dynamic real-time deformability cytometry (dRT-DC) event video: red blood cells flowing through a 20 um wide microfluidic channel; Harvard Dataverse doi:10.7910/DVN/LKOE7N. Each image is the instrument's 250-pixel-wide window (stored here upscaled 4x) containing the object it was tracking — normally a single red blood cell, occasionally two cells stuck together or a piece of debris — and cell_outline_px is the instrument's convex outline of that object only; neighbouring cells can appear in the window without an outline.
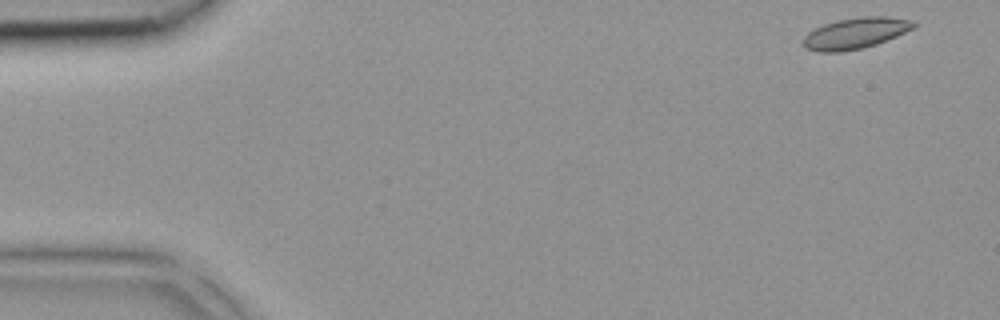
{"species": "common noctule bat (a hibernating species)", "species_latin": "Nyctalus noctula", "temperature_condition": "room temperature", "stored_images_in_passage": 40, "camera_frame_rate_fps": 3000, "um_per_image_px": 0.085, "animal": {"sex": "female", "body_mass_g": 18.4}, "frame": {"image": 1, "passage_image": 1, "time_ms": 0.0, "image_size_px": [1000, 320], "cell_outline_px": [[916, 28], [876, 44], [860, 48], [840, 52], [820, 52], [808, 48], [804, 44], [804, 36], [808, 32], [824, 24], [840, 20], [864, 16], [884, 16], [912, 20], [916, 24]], "centroid_in_image_um": [72.75, 2.82], "position_along_channel_um": 12.2, "area_um2": 19.65}}
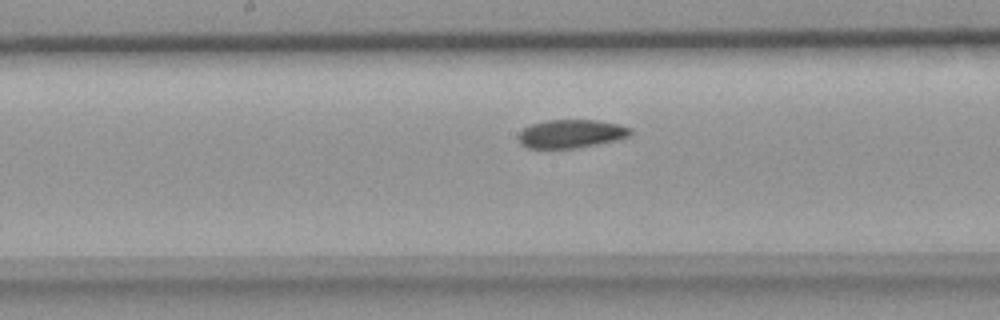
{"frame": {"image": 2, "passage_image": 20, "time_ms": 6.333, "image_size_px": [1000, 320], "cell_outline_px": [[632, 132], [628, 136], [596, 144], [576, 148], [528, 148], [520, 144], [520, 132], [524, 128], [532, 124], [548, 120], [596, 120], [616, 124], [632, 128]], "centroid_in_image_um": [48.52, 11.37], "position_along_channel_um": 199.7, "area_um2": 18.15}}
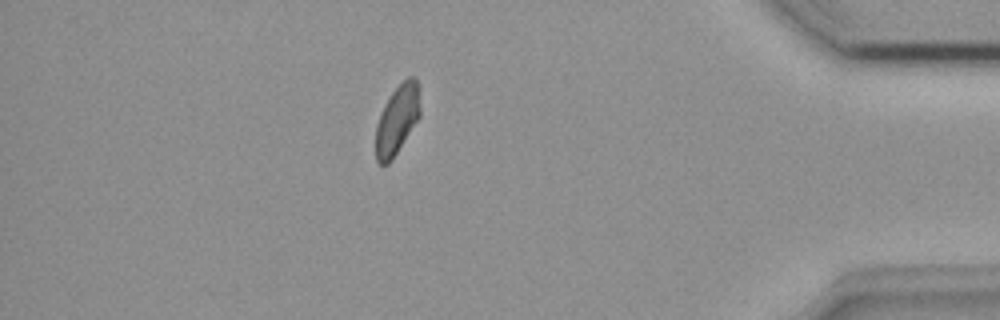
{"frame": {"image": 3, "passage_image": 35, "time_ms": 11.333, "image_size_px": [1000, 320], "cell_outline_px": [[420, 116], [392, 160], [388, 164], [380, 164], [376, 160], [376, 124], [384, 104], [392, 92], [408, 76], [416, 76], [420, 84]], "centroid_in_image_um": [33.79, 10.13], "position_along_channel_um": 401.4, "area_um2": 18.09}}